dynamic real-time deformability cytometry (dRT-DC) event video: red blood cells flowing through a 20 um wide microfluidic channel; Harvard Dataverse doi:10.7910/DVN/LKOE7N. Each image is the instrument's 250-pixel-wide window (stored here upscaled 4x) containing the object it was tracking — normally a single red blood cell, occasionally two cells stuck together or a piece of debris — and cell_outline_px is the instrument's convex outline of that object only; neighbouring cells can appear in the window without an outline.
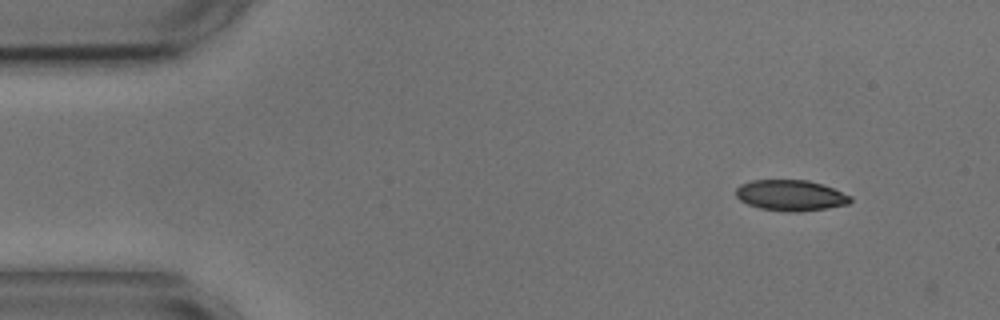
{"species": "common noctule bat (a hibernating species)", "species_latin": "Nyctalus noctula", "temperature_condition": "cold", "stored_images_in_passage": 5, "camera_frame_rate_fps": 3000, "um_per_image_px": 0.085, "animal": {"sex": "male", "body_mass_g": 17.9, "forearm_length_mm": 54.2}, "frame": {"image": 1, "passage_image": 2, "time_ms": 0.333, "image_size_px": [1000, 320], "cell_outline_px": [[852, 200], [848, 204], [828, 208], [800, 212], [788, 212], [760, 208], [748, 204], [740, 200], [736, 196], [736, 188], [740, 184], [752, 180], [808, 180], [832, 188], [852, 196]], "centroid_in_image_um": [67.2, 16.61], "position_along_channel_um": 17.8, "area_um2": 20.58}}